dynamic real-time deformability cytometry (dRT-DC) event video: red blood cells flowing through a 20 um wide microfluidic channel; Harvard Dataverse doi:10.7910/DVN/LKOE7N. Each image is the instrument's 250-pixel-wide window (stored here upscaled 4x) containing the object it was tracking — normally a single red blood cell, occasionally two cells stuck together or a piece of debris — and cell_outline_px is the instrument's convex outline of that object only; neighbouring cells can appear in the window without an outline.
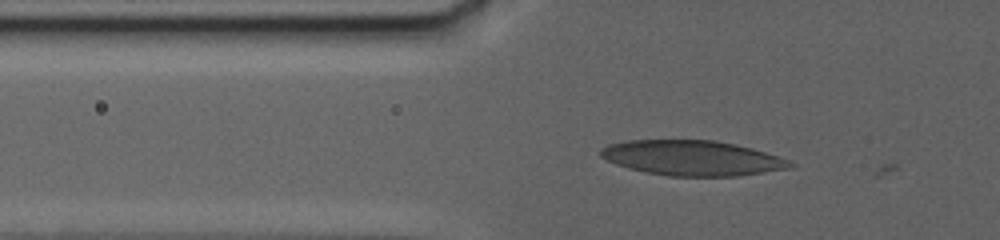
{"species": "human", "species_latin": "Homo sapiens", "temperature_condition": "warm", "stored_images_in_passage": 64, "camera_frame_rate_fps": 3000, "um_per_image_px": 0.085, "donor": {"sex": "female"}, "frame": {"image": 1, "passage_image": 24, "time_ms": 10.0, "image_size_px": [1000, 240], "cell_outline_px": [[796, 164], [792, 168], [736, 176], [668, 176], [628, 168], [616, 164], [600, 156], [600, 148], [608, 144], [628, 140], [716, 140], [736, 144], [752, 148], [788, 160]], "centroid_in_image_um": [58.83, 13.42], "position_along_channel_um": 67.0, "area_um2": 38.67}}
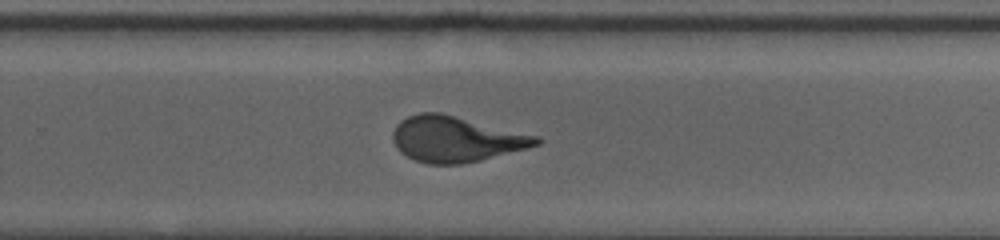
{"frame": {"image": 2, "passage_image": 45, "time_ms": 18.333, "image_size_px": [1000, 240], "cell_outline_px": [[544, 140], [540, 144], [480, 160], [460, 164], [428, 164], [416, 160], [400, 152], [392, 140], [392, 132], [396, 124], [400, 120], [408, 116], [420, 112], [440, 112], [540, 136]], "centroid_in_image_um": [38.74, 11.81], "position_along_channel_um": 291.1, "area_um2": 38.15}}
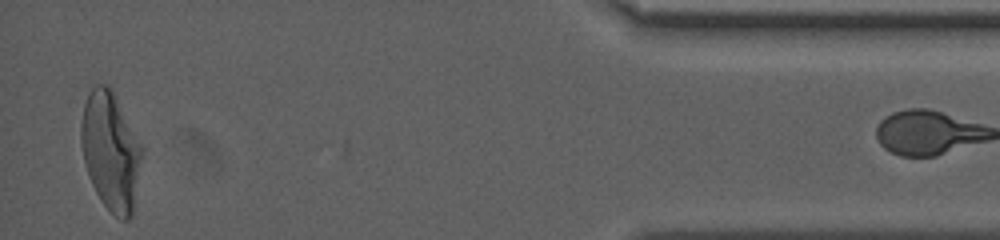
{"frame": {"image": 3, "passage_image": 63, "time_ms": 25.0, "image_size_px": [1000, 240], "cell_outline_px": [[144, 152], [132, 216], [128, 220], [120, 220], [100, 200], [88, 176], [84, 164], [80, 140], [80, 124], [84, 104], [88, 92], [96, 84], [108, 84], [112, 88], [144, 148]], "centroid_in_image_um": [9.42, 12.82], "position_along_channel_um": 425.8, "area_um2": 42.66}}